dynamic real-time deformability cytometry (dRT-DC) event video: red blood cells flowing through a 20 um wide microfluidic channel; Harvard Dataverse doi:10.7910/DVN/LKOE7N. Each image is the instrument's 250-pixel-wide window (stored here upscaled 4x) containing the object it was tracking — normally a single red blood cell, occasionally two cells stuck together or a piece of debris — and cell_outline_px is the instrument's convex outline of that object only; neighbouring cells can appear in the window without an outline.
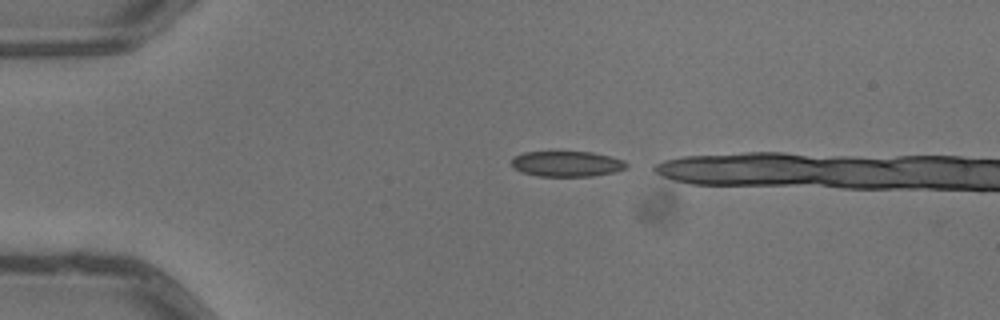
{"species": "common noctule bat (a hibernating species)", "species_latin": "Nyctalus noctula", "temperature_condition": "warm", "stored_images_in_passage": 2, "camera_frame_rate_fps": 3000, "um_per_image_px": 0.085, "animal": {"sex": "male", "body_mass_g": 13.3}, "frame": {"image": 1, "passage_image": 1, "time_ms": 0.0, "image_size_px": [1000, 320], "cell_outline_px": [[628, 168], [612, 172], [592, 176], [540, 176], [524, 172], [512, 168], [512, 156], [524, 152], [592, 152], [624, 160], [628, 164]], "centroid_in_image_um": [48.17, 13.92], "position_along_channel_um": 36.8, "area_um2": 16.99}}